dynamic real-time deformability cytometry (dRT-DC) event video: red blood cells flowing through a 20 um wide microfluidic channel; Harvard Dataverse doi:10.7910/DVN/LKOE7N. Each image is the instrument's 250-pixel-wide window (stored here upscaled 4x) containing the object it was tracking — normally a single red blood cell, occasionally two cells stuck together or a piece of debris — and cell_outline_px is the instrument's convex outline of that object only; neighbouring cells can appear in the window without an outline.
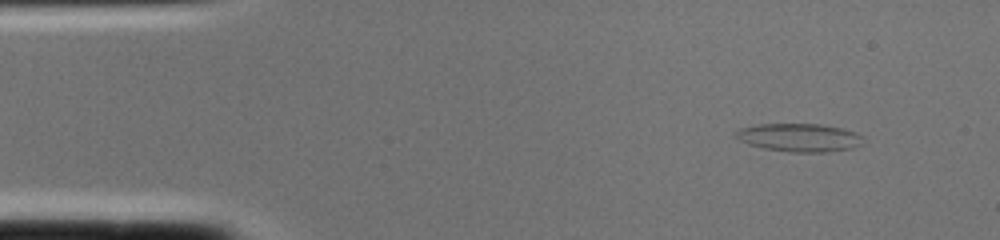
{"species": "common noctule bat (a hibernating species)", "species_latin": "Nyctalus noctula", "temperature_condition": "cold", "stored_images_in_passage": 2, "camera_frame_rate_fps": 3000, "um_per_image_px": 0.085, "animal": {"sex": "female", "body_mass_g": 22.0, "forearm_length_mm": 56.7}, "frame": {"image": 1, "passage_image": 1, "time_ms": 0.0, "image_size_px": [1000, 240], "cell_outline_px": [[868, 140], [852, 148], [828, 152], [788, 152], [764, 148], [748, 144], [740, 140], [732, 132], [740, 128], [760, 124], [820, 124], [840, 128], [856, 132], [864, 136]], "centroid_in_image_um": [67.97, 11.69], "position_along_channel_um": 17.0, "area_um2": 21.1}}